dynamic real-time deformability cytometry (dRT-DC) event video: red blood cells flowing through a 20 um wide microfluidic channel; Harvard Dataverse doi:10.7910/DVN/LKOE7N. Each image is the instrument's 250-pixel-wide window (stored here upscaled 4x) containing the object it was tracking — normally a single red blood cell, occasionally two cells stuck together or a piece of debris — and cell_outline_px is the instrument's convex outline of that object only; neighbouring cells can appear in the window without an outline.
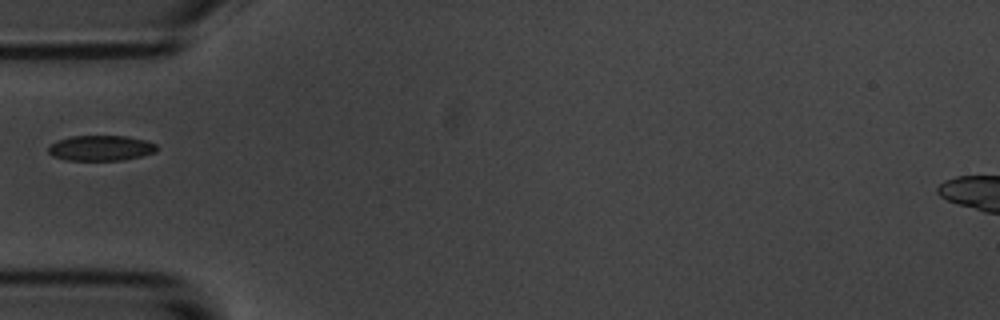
{"species": "common noctule bat (a hibernating species)", "species_latin": "Nyctalus noctula", "temperature_condition": "room temperature", "stored_images_in_passage": 5, "camera_frame_rate_fps": 3000, "um_per_image_px": 0.085, "animal": {"sex": "male", "body_mass_g": 20.1, "forearm_length_mm": 53.5}, "frame": {"image": 1, "passage_image": 5, "time_ms": 5.333, "image_size_px": [1000, 320], "cell_outline_px": [[160, 148], [156, 152], [124, 160], [64, 160], [52, 156], [48, 152], [48, 148], [56, 140], [72, 136], [124, 136], [144, 140], [156, 144]], "centroid_in_image_um": [8.57, 12.59], "position_along_channel_um": 76.4, "area_um2": 16.07}}